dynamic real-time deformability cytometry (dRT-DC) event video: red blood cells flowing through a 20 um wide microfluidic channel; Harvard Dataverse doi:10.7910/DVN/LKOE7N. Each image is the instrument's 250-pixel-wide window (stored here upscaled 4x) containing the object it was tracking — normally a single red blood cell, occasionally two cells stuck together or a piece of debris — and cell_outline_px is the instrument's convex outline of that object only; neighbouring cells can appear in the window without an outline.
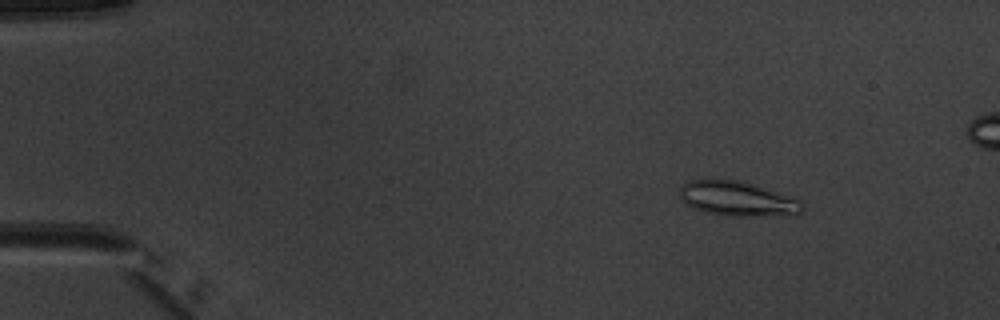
{"species": "common noctule bat (a hibernating species)", "species_latin": "Nyctalus noctula", "temperature_condition": "warm", "stored_images_in_passage": 5, "camera_frame_rate_fps": 3000, "um_per_image_px": 0.085, "animal": {"sex": "male", "body_mass_g": 20.1, "forearm_length_mm": 53.5}, "frame": {"image": 1, "passage_image": 2, "time_ms": 1.0, "image_size_px": [1000, 320], "cell_outline_px": [[804, 208], [800, 212], [752, 216], [724, 216], [704, 212], [692, 208], [684, 204], [680, 200], [680, 188], [688, 180], [708, 176], [712, 176], [740, 180], [800, 200], [804, 204]], "centroid_in_image_um": [62.51, 16.84], "position_along_channel_um": 22.5, "area_um2": 25.2}}